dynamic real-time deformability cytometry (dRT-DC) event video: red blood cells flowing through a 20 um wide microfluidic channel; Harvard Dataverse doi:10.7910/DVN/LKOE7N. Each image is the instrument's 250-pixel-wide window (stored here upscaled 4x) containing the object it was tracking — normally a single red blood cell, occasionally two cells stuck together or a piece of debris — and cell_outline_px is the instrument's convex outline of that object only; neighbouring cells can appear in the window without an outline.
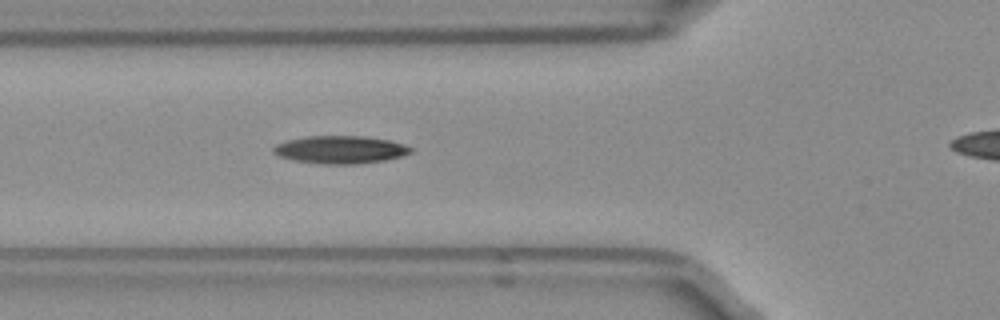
{"species": "Egyptian fruit bat (a non-hibernating species)", "species_latin": "Rousettus aegyptiacus", "temperature_condition": "room temperature", "stored_images_in_passage": 16, "camera_frame_rate_fps": 3000, "um_per_image_px": 0.085, "frame": {"image": 1, "passage_image": 7, "time_ms": 2.0, "image_size_px": [1000, 320], "cell_outline_px": [[412, 152], [400, 156], [384, 160], [356, 164], [324, 164], [296, 160], [280, 156], [272, 152], [272, 148], [276, 144], [288, 140], [308, 136], [364, 136], [388, 140], [404, 144], [412, 148]], "centroid_in_image_um": [28.92, 12.71], "position_along_channel_um": 96.9, "area_um2": 21.96}}